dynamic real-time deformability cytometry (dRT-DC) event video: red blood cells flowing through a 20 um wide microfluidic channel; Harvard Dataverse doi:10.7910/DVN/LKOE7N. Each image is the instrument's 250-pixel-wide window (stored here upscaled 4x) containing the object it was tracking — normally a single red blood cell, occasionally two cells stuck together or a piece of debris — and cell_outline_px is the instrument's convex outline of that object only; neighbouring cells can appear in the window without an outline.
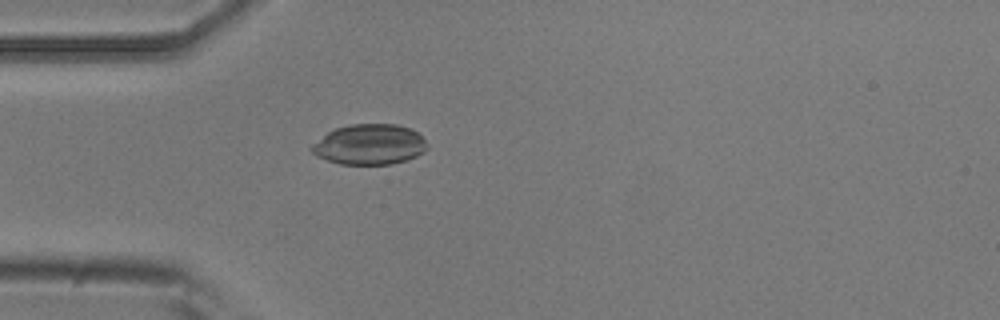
{"species": "common noctule bat (a hibernating species)", "species_latin": "Nyctalus noctula", "temperature_condition": "room temperature", "stored_images_in_passage": 1, "camera_frame_rate_fps": 3000, "um_per_image_px": 0.085, "animal": {"sex": "male", "body_mass_g": 20.5, "forearm_length_mm": 52.5}, "frame": {"image": 1, "passage_image": 1, "time_ms": 0.0, "image_size_px": [1000, 320], "cell_outline_px": [[428, 148], [424, 152], [408, 160], [392, 164], [340, 164], [316, 156], [308, 148], [312, 144], [328, 132], [336, 128], [352, 124], [396, 124], [412, 128], [424, 140]], "centroid_in_image_um": [31.41, 12.28], "position_along_channel_um": 53.6, "area_um2": 27.22}}